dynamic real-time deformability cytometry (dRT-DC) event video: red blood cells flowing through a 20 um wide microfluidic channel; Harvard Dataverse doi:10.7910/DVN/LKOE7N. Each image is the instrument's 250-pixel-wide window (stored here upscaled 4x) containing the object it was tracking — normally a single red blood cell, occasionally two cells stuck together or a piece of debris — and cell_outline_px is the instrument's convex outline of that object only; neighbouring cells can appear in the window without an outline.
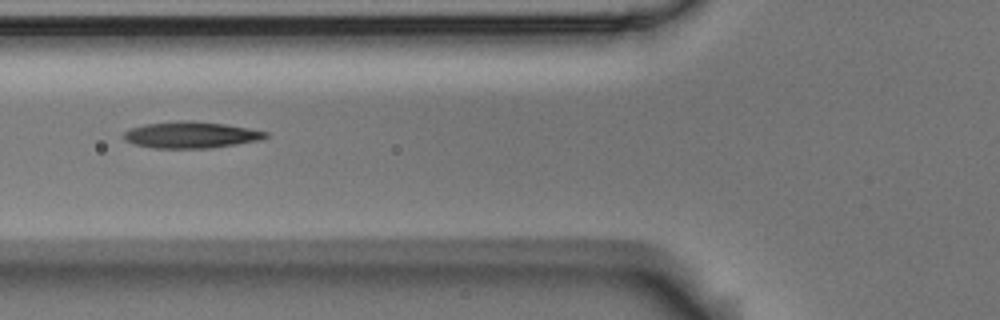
{"species": "Egyptian fruit bat (a non-hibernating species)", "species_latin": "Rousettus aegyptiacus", "temperature_condition": "room temperature", "stored_images_in_passage": 2, "camera_frame_rate_fps": 3000, "um_per_image_px": 0.085, "animal": {"sex": "male"}, "frame": {"image": 1, "passage_image": 2, "time_ms": 0.333, "image_size_px": [1000, 320], "cell_outline_px": [[268, 136], [260, 140], [212, 148], [152, 148], [136, 144], [124, 140], [124, 132], [132, 128], [144, 124], [180, 120], [192, 120], [224, 124], [248, 128], [268, 132]], "centroid_in_image_um": [16.23, 11.46], "position_along_channel_um": 109.6, "area_um2": 21.85}}